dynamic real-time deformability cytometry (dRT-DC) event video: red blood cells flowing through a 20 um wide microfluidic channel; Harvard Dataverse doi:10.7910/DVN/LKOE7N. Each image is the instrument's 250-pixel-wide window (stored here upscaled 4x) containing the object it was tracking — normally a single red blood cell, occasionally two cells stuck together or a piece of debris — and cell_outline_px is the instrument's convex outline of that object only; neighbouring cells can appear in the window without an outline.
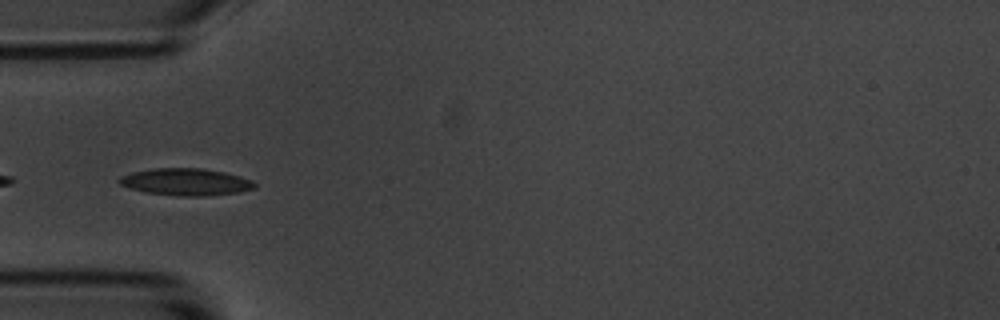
{"species": "common noctule bat (a hibernating species)", "species_latin": "Nyctalus noctula", "temperature_condition": "room temperature", "stored_images_in_passage": 10, "camera_frame_rate_fps": 3000, "um_per_image_px": 0.085, "animal": {"sex": "male", "body_mass_g": 20.1, "forearm_length_mm": 53.5}, "frame": {"image": 1, "passage_image": 6, "time_ms": 5.667, "image_size_px": [1000, 320], "cell_outline_px": [[256, 188], [240, 192], [204, 196], [180, 196], [148, 192], [132, 188], [120, 184], [116, 180], [120, 176], [132, 172], [152, 168], [204, 168], [224, 172], [240, 176], [252, 180], [256, 184]], "centroid_in_image_um": [15.82, 15.45], "position_along_channel_um": 69.2, "area_um2": 21.33}}
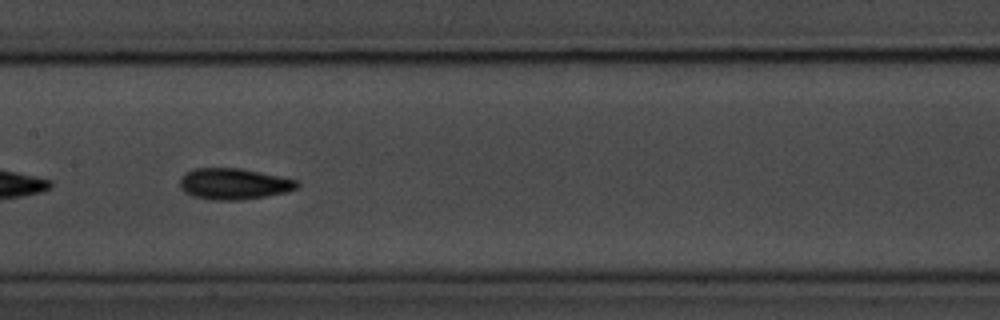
{"frame": {"image": 2, "passage_image": 9, "time_ms": 9.0, "image_size_px": [1000, 320], "cell_outline_px": [[300, 184], [296, 188], [284, 192], [264, 196], [240, 200], [212, 200], [192, 196], [184, 192], [180, 188], [180, 176], [184, 172], [192, 168], [240, 168], [300, 180]], "centroid_in_image_um": [19.83, 15.62], "position_along_channel_um": 187.6, "area_um2": 21.44}}